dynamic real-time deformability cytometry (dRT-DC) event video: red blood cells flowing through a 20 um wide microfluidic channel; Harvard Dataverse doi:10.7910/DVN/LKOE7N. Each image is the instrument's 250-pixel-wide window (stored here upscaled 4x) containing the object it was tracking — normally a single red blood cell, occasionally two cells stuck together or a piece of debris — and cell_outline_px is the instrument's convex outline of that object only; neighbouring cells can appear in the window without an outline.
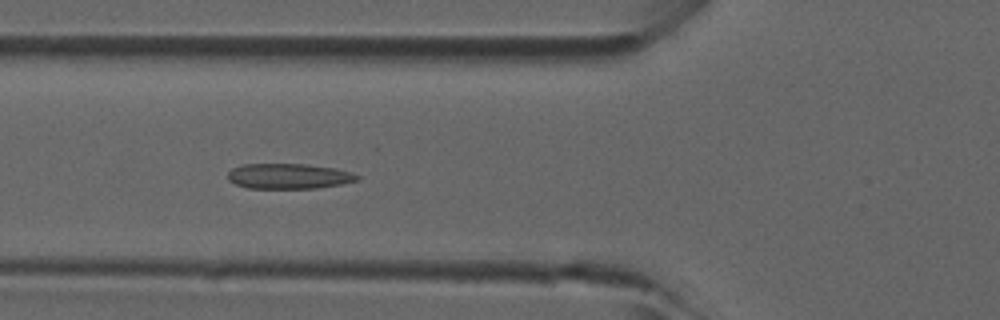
{"species": "common noctule bat (a hibernating species)", "species_latin": "Nyctalus noctula", "temperature_condition": "room temperature", "stored_images_in_passage": 5, "camera_frame_rate_fps": 3000, "um_per_image_px": 0.085, "animal": {"sex": "male", "forearm_length_mm": 52.5}, "frame": {"image": 1, "passage_image": 5, "time_ms": 1.333, "image_size_px": [1000, 320], "cell_outline_px": [[360, 180], [340, 184], [316, 188], [248, 188], [236, 184], [228, 180], [228, 172], [232, 168], [240, 164], [304, 164], [336, 168], [360, 176]], "centroid_in_image_um": [24.52, 14.97], "position_along_channel_um": 101.3, "area_um2": 19.02}}